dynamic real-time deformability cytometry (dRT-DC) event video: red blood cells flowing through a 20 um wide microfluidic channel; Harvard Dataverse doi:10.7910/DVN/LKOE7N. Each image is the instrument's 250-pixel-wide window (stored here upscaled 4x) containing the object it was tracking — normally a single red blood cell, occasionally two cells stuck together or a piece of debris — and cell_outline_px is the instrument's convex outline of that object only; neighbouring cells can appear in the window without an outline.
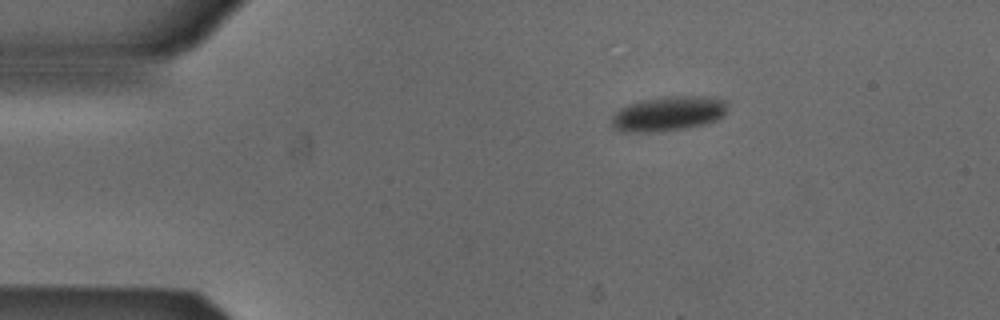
{"species": "Egyptian fruit bat (a non-hibernating species)", "species_latin": "Rousettus aegyptiacus", "temperature_condition": "cold", "stored_images_in_passage": 45, "camera_frame_rate_fps": 3000, "um_per_image_px": 0.085, "animal": {"sex": "male"}, "frame": {"image": 1, "passage_image": 1, "time_ms": 0.0, "image_size_px": [1000, 320], "cell_outline_px": [[728, 112], [724, 116], [716, 120], [704, 124], [684, 128], [656, 132], [620, 132], [612, 124], [612, 116], [620, 108], [628, 104], [640, 100], [668, 96], [708, 96], [728, 100]], "centroid_in_image_um": [56.86, 9.65], "position_along_channel_um": 28.1, "area_um2": 23.76}}
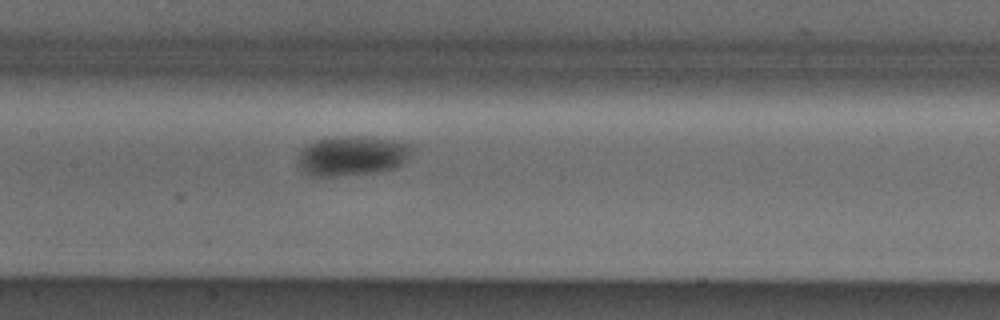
{"frame": {"image": 2, "passage_image": 17, "time_ms": 5.333, "image_size_px": [1000, 320], "cell_outline_px": [[412, 148], [404, 164], [396, 168], [376, 172], [336, 176], [312, 176], [304, 172], [300, 168], [300, 152], [308, 144], [316, 140], [332, 136], [372, 136], [412, 144]], "centroid_in_image_um": [29.97, 13.23], "position_along_channel_um": 177.4, "area_um2": 26.47}}
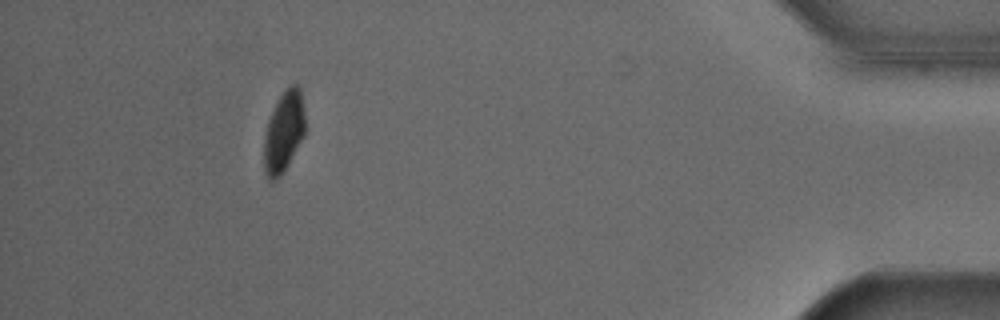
{"frame": {"image": 3, "passage_image": 40, "time_ms": 13.0, "image_size_px": [1000, 320], "cell_outline_px": [[304, 136], [288, 164], [280, 176], [276, 180], [272, 180], [268, 176], [264, 168], [264, 136], [268, 120], [280, 96], [292, 84], [296, 84], [300, 88], [304, 108]], "centroid_in_image_um": [24.12, 11.2], "position_along_channel_um": 411.1, "area_um2": 19.02}, "authors_computed_cell_mechanics": {"area_um2": 24.0448, "velocity_mm_per_s": 3.8753, "shape_relaxation_time_tau1_ms": 2.7277, "shape_relaxation_time_tau2_ms": null, "deformation_change_tau1": 0.0712, "deformation_change_tau2": null}}